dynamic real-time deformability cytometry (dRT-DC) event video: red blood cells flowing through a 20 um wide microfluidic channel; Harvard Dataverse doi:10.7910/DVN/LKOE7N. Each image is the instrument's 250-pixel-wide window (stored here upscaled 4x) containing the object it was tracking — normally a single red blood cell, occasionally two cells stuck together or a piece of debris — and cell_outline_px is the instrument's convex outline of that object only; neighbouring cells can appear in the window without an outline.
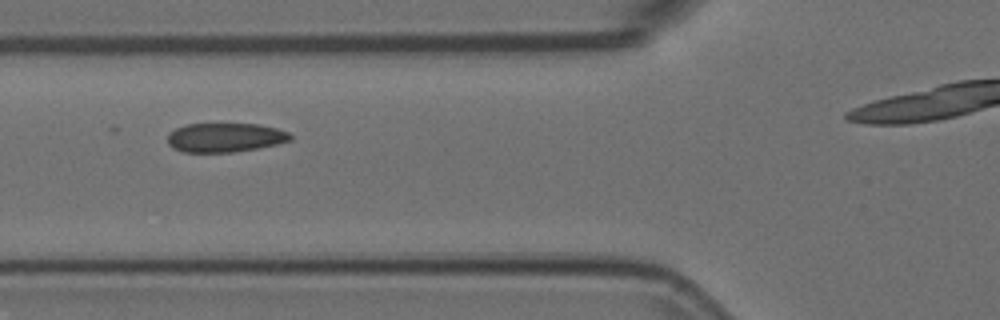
{"species": "Egyptian fruit bat (a non-hibernating species)", "species_latin": "Rousettus aegyptiacus", "temperature_condition": "room temperature", "stored_images_in_passage": 6, "camera_frame_rate_fps": 3000, "um_per_image_px": 0.085, "animal": {"sex": "female"}, "frame": {"image": 1, "passage_image": 2, "time_ms": 0.333, "image_size_px": [1000, 320], "cell_outline_px": [[292, 140], [276, 144], [256, 148], [232, 152], [184, 152], [172, 148], [168, 144], [168, 136], [176, 128], [184, 124], [260, 124], [276, 128], [288, 132], [292, 136]], "centroid_in_image_um": [19.13, 11.68], "position_along_channel_um": 106.7, "area_um2": 20.75}}
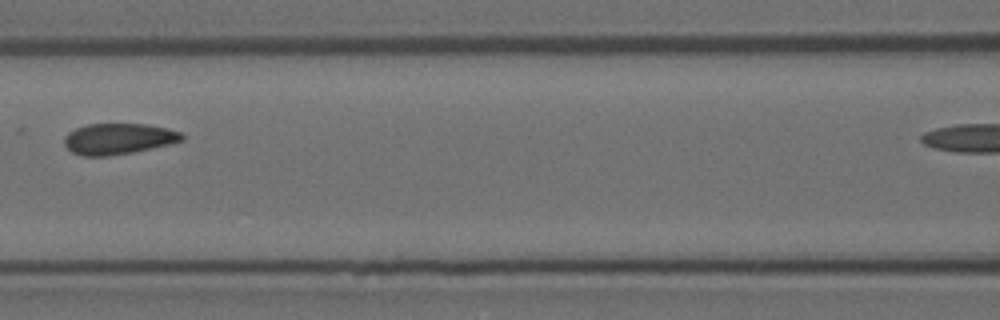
{"frame": {"image": 2, "passage_image": 3, "time_ms": 0.667, "image_size_px": [1000, 320], "cell_outline_px": [[184, 140], [168, 144], [132, 152], [108, 156], [80, 156], [72, 152], [64, 144], [64, 136], [68, 132], [76, 128], [88, 124], [148, 124], [168, 128], [180, 132], [184, 136]], "centroid_in_image_um": [10.04, 11.79], "position_along_channel_um": 156.6, "area_um2": 21.21}}
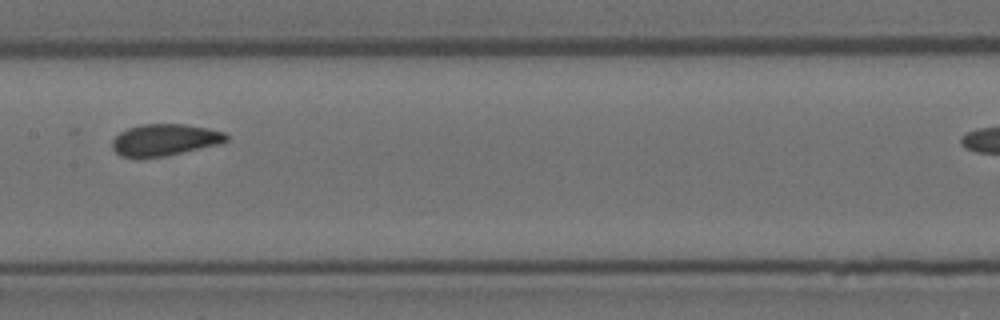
{"frame": {"image": 3, "passage_image": 4, "time_ms": 1.0, "image_size_px": [1000, 320], "cell_outline_px": [[228, 140], [216, 144], [180, 152], [140, 160], [136, 160], [120, 156], [112, 148], [112, 140], [120, 132], [128, 128], [140, 124], [188, 124], [208, 128], [224, 132], [228, 136]], "centroid_in_image_um": [13.92, 11.9], "position_along_channel_um": 193.5, "area_um2": 21.15}}